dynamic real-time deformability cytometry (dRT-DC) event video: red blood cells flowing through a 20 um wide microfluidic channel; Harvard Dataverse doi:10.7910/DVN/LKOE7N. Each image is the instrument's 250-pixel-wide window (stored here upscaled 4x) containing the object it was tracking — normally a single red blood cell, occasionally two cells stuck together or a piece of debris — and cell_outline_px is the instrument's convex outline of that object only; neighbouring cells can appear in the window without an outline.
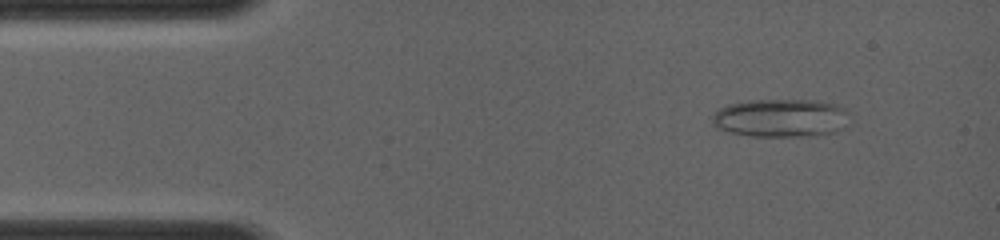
{"species": "common noctule bat (a hibernating species)", "species_latin": "Nyctalus noctula", "temperature_condition": "room temperature", "stored_images_in_passage": 28, "camera_frame_rate_fps": 4000, "um_per_image_px": 0.085, "animal": {"sex": "female", "body_mass_g": 19.0, "forearm_length_mm": 56.7}, "frame": {"image": 1, "passage_image": 3, "time_ms": 1.0, "image_size_px": [1000, 240], "cell_outline_px": [[848, 112], [844, 128], [836, 132], [808, 136], [752, 136], [732, 132], [716, 128], [712, 124], [712, 116], [720, 108], [728, 104], [748, 100], [816, 100], [832, 104], [844, 108]], "centroid_in_image_um": [66.35, 10.03], "position_along_channel_um": 18.7, "area_um2": 30.52}}
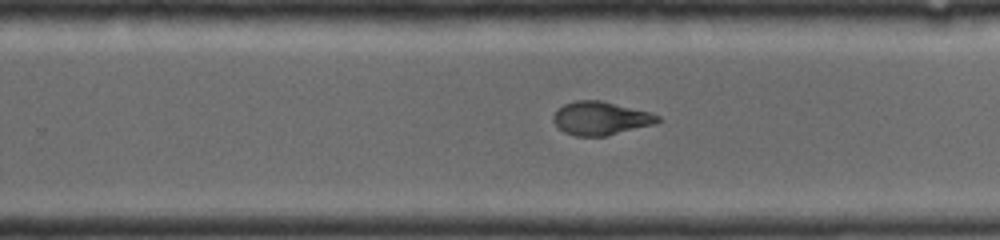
{"frame": {"image": 2, "passage_image": 19, "time_ms": 8.25, "image_size_px": [1000, 240], "cell_outline_px": [[660, 120], [656, 124], [604, 136], [576, 136], [564, 132], [552, 120], [552, 116], [564, 104], [576, 100], [600, 100], [648, 112], [660, 116]], "centroid_in_image_um": [51.05, 10.06], "position_along_channel_um": 278.8, "area_um2": 20.06}}
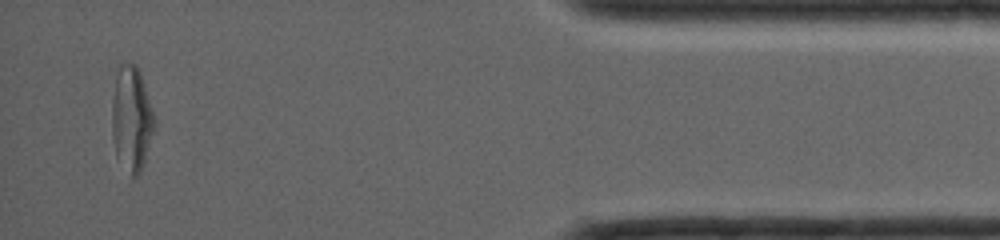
{"frame": {"image": 3, "passage_image": 28, "time_ms": 12.5, "image_size_px": [1000, 240], "cell_outline_px": [[152, 128], [144, 160], [140, 168], [132, 176], [116, 156], [112, 132], [112, 104], [116, 64], [136, 64], [140, 72], [152, 112]], "centroid_in_image_um": [11.1, 9.97], "position_along_channel_um": 424.1, "area_um2": 24.74}}